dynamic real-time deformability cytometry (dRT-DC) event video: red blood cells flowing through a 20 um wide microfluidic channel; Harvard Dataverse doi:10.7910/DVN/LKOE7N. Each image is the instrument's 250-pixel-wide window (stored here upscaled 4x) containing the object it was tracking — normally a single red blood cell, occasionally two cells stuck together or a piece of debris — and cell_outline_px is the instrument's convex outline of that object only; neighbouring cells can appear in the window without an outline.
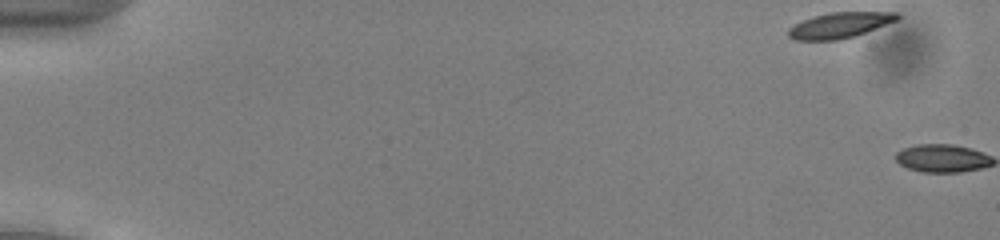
{"species": "common noctule bat (a hibernating species)", "species_latin": "Nyctalus noctula", "temperature_condition": "cold", "stored_images_in_passage": 2, "camera_frame_rate_fps": 3000, "um_per_image_px": 0.085, "animal": {"sex": "male", "body_mass_g": 13.0, "forearm_length_mm": 53.1}, "frame": {"image": 1, "passage_image": 1, "time_ms": 0.0, "image_size_px": [1000, 240], "cell_outline_px": [[900, 16], [896, 20], [864, 32], [840, 40], [796, 40], [788, 36], [788, 28], [804, 20], [816, 16], [832, 12], [896, 12]], "centroid_in_image_um": [71.35, 2.14], "position_along_channel_um": 13.7, "area_um2": 15.78}}